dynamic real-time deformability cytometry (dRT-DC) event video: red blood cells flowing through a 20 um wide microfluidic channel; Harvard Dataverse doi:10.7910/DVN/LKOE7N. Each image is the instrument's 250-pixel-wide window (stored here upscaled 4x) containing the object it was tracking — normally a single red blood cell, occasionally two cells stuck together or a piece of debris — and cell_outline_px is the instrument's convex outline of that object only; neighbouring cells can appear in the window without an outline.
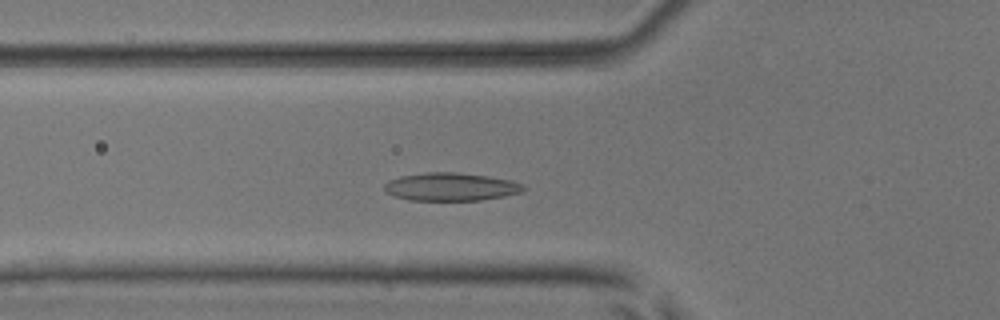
{"species": "common noctule bat (a hibernating species)", "species_latin": "Nyctalus noctula", "temperature_condition": "room temperature", "stored_images_in_passage": 48, "camera_frame_rate_fps": 3000, "um_per_image_px": 0.085, "animal": {"sex": "male", "body_mass_g": 17.9, "forearm_length_mm": 54.2}, "frame": {"image": 1, "passage_image": 14, "time_ms": 4.333, "image_size_px": [1000, 320], "cell_outline_px": [[528, 188], [520, 192], [504, 196], [480, 200], [408, 200], [396, 196], [388, 192], [384, 188], [384, 184], [388, 180], [400, 176], [428, 172], [456, 172], [488, 176], [512, 180], [524, 184]], "centroid_in_image_um": [38.36, 15.87], "position_along_channel_um": 87.4, "area_um2": 22.72}}
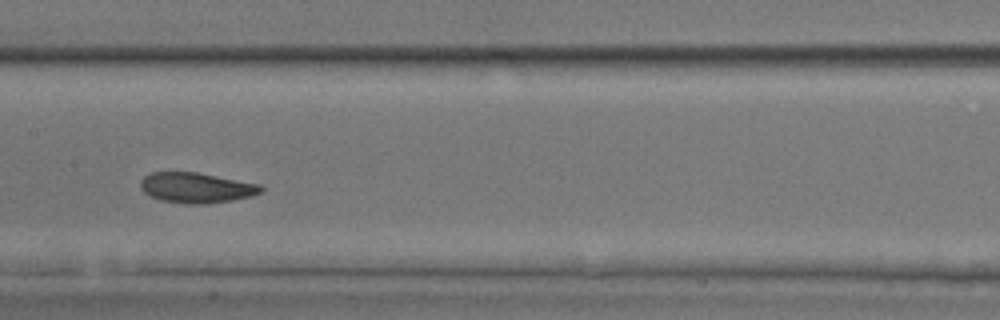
{"frame": {"image": 2, "passage_image": 22, "time_ms": 7.0, "image_size_px": [1000, 320], "cell_outline_px": [[264, 188], [260, 192], [252, 196], [232, 200], [204, 204], [188, 204], [160, 200], [148, 196], [140, 188], [140, 180], [144, 176], [152, 172], [196, 172], [260, 184]], "centroid_in_image_um": [16.65, 15.96], "position_along_channel_um": 190.7, "area_um2": 21.33}}
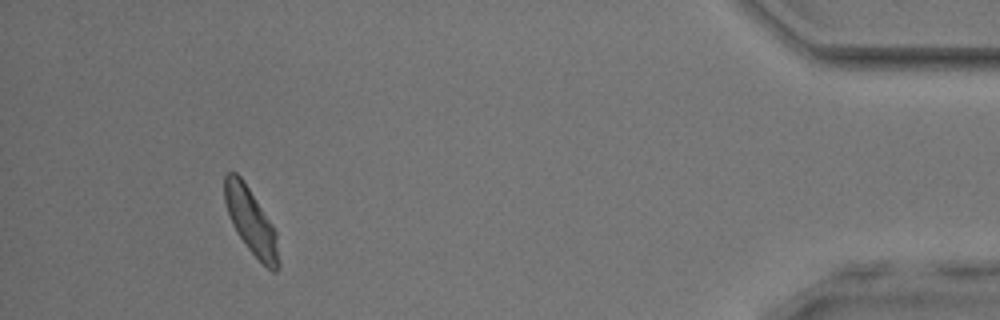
{"frame": {"image": 3, "passage_image": 44, "time_ms": 14.333, "image_size_px": [1000, 320], "cell_outline_px": [[280, 264], [276, 272], [272, 272], [248, 248], [236, 232], [232, 224], [224, 200], [224, 176], [228, 172], [236, 172], [244, 180], [272, 224], [276, 232]], "centroid_in_image_um": [21.33, 18.79], "position_along_channel_um": 413.9, "area_um2": 20.58}, "authors_computed_cell_mechanics": {"area_um2": 21.4149, "velocity_mm_per_s": 3.8755, "shape_relaxation_time_tau1_ms": 3.9906, "shape_relaxation_time_tau2_ms": 3.0599, "deformation_change_tau1": 0.1026, "deformation_change_tau2": 0.1002}}